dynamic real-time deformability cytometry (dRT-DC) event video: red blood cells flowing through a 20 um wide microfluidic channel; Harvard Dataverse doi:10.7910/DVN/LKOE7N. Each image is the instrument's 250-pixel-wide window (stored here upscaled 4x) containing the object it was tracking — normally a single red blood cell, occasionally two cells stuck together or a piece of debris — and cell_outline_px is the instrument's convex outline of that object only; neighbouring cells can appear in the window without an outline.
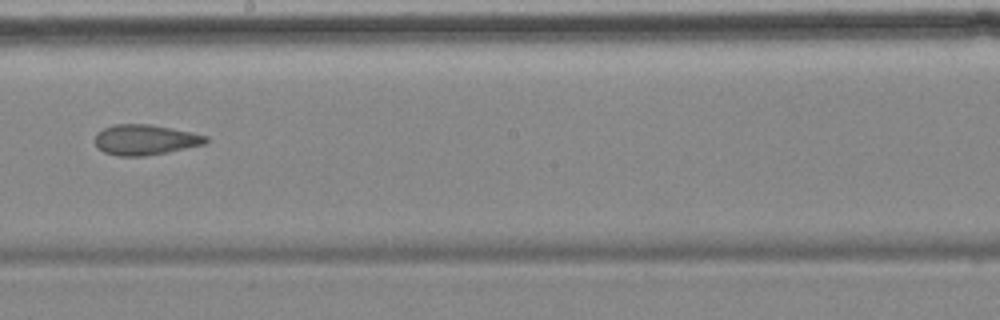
{"species": "common noctule bat (a hibernating species)", "species_latin": "Nyctalus noctula", "temperature_condition": "cold", "stored_images_in_passage": 12, "camera_frame_rate_fps": 3000, "um_per_image_px": 0.085, "animal": {"sex": "female", "body_mass_g": 18.4}, "frame": {"image": 1, "passage_image": 6, "time_ms": 7.333, "image_size_px": [1000, 320], "cell_outline_px": [[208, 140], [204, 144], [168, 152], [144, 156], [116, 156], [104, 152], [96, 144], [96, 132], [104, 128], [116, 124], [152, 124], [208, 136]], "centroid_in_image_um": [12.33, 11.88], "position_along_channel_um": 235.9, "area_um2": 19.48}}
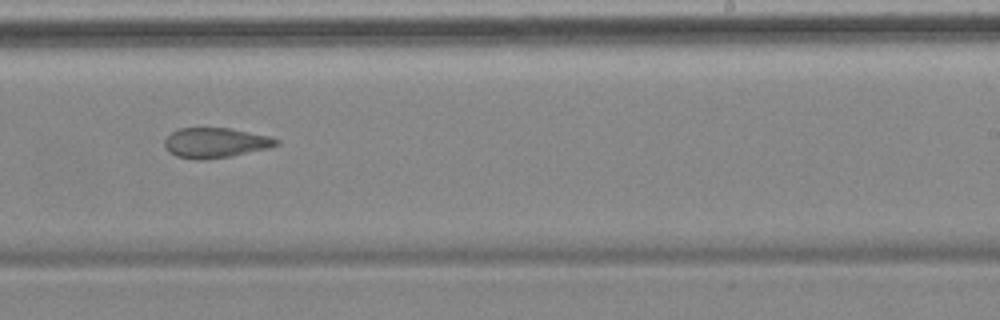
{"frame": {"image": 2, "passage_image": 7, "time_ms": 8.333, "image_size_px": [1000, 320], "cell_outline_px": [[280, 144], [268, 148], [232, 156], [204, 160], [196, 160], [176, 156], [168, 152], [164, 144], [164, 140], [172, 132], [180, 128], [232, 128], [268, 136], [280, 140]], "centroid_in_image_um": [18.31, 12.14], "position_along_channel_um": 270.7, "area_um2": 19.65}}
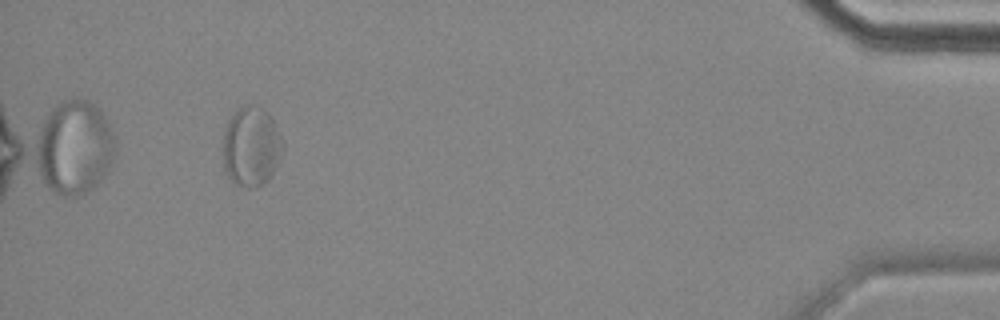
{"frame": {"image": 3, "passage_image": 12, "time_ms": 14.333, "image_size_px": [1000, 320], "cell_outline_px": [[284, 148], [268, 180], [264, 184], [252, 188], [248, 188], [232, 180], [228, 176], [224, 168], [224, 128], [228, 120], [244, 104], [252, 104], [268, 112], [284, 144]], "centroid_in_image_um": [21.35, 12.45], "position_along_channel_um": 413.8, "area_um2": 27.34}}